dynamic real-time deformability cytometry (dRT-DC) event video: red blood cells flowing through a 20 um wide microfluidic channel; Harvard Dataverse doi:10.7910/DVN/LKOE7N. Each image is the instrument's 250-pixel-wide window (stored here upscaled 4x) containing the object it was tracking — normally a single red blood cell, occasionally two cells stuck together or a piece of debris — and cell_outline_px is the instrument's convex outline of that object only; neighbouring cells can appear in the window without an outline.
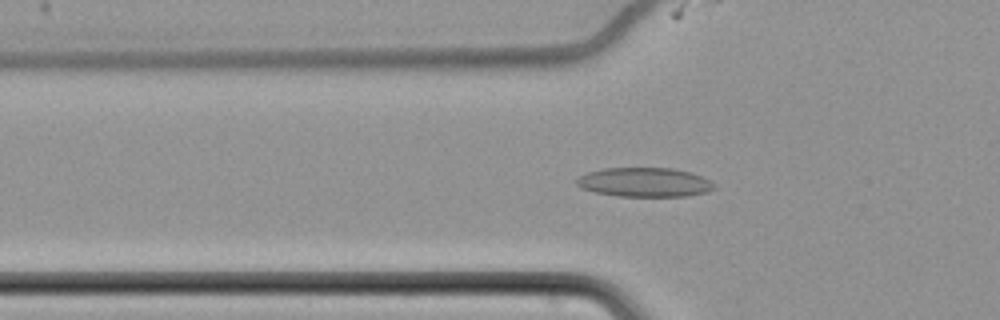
{"species": "common noctule bat (a hibernating species)", "species_latin": "Nyctalus noctula", "temperature_condition": "cold", "stored_images_in_passage": 64, "camera_frame_rate_fps": 3000, "um_per_image_px": 0.085, "animal": {"sex": "female", "body_mass_g": 22.7, "forearm_length_mm": 54.2}, "frame": {"image": 1, "passage_image": 25, "time_ms": 8.0, "image_size_px": [1000, 320], "cell_outline_px": [[716, 188], [708, 192], [688, 196], [620, 196], [596, 192], [580, 188], [576, 184], [576, 180], [580, 176], [588, 172], [604, 168], [672, 168], [688, 172], [700, 176], [716, 184]], "centroid_in_image_um": [54.8, 15.49], "position_along_channel_um": 71.0, "area_um2": 23.35}}
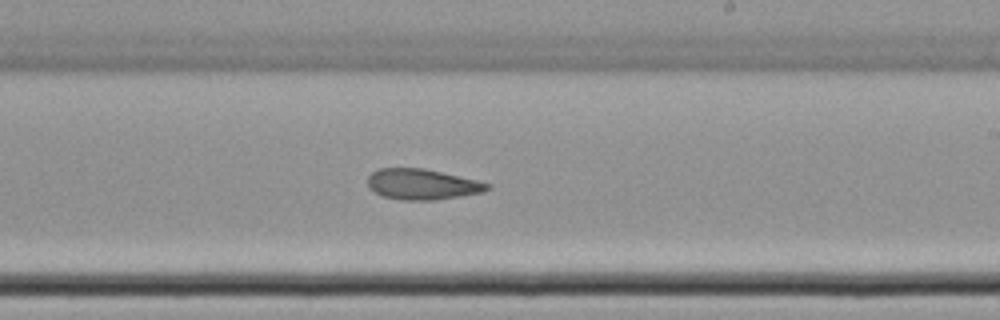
{"frame": {"image": 2, "passage_image": 41, "time_ms": 13.333, "image_size_px": [1000, 320], "cell_outline_px": [[492, 188], [480, 192], [460, 196], [436, 200], [400, 200], [380, 196], [368, 188], [368, 176], [372, 172], [380, 168], [424, 168], [476, 180], [492, 184]], "centroid_in_image_um": [35.85, 15.67], "position_along_channel_um": 253.1, "area_um2": 21.44}}
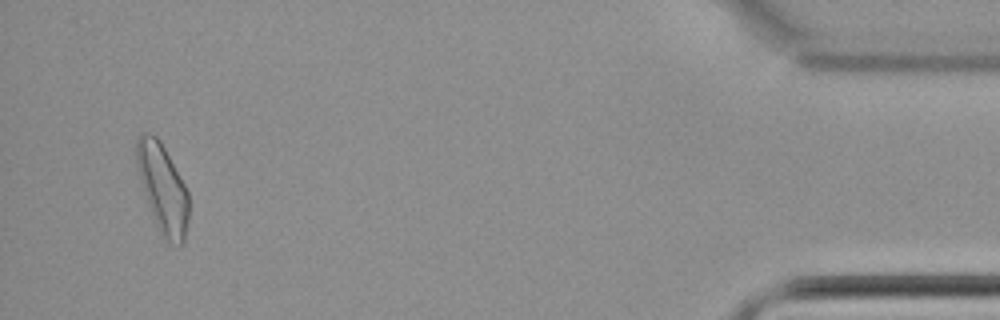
{"frame": {"image": 3, "passage_image": 62, "time_ms": 20.333, "image_size_px": [1000, 320], "cell_outline_px": [[188, 224], [184, 244], [180, 244], [164, 240], [160, 236], [152, 216], [136, 168], [136, 136], [140, 132], [148, 132], [156, 136], [160, 140], [184, 184], [188, 192]], "centroid_in_image_um": [13.8, 16.01], "position_along_channel_um": 421.4, "area_um2": 27.17}, "authors_computed_cell_mechanics": {"area_um2": 23.1489, "velocity_mm_per_s": 3.4599, "shape_relaxation_time_tau1_ms": null, "shape_relaxation_time_tau2_ms": 8.6417, "deformation_change_tau1": null, "deformation_change_tau2": 0.1699}}